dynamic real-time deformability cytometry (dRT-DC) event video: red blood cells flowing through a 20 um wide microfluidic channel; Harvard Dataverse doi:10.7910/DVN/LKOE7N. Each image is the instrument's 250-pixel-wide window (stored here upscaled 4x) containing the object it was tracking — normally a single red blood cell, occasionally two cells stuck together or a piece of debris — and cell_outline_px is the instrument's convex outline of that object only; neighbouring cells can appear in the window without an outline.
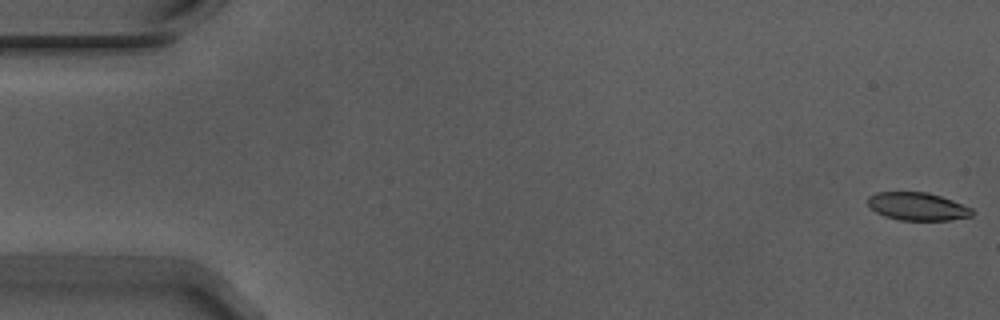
{"species": "Egyptian fruit bat (a non-hibernating species)", "species_latin": "Rousettus aegyptiacus", "temperature_condition": "warm", "stored_images_in_passage": 14, "camera_frame_rate_fps": 3000, "um_per_image_px": 0.085, "animal": {"sex": "male"}, "frame": {"image": 1, "passage_image": 1, "time_ms": 0.0, "image_size_px": [1000, 320], "cell_outline_px": [[976, 212], [972, 216], [948, 220], [900, 220], [884, 216], [876, 212], [868, 204], [868, 196], [876, 192], [928, 192], [952, 200], [972, 208]], "centroid_in_image_um": [78.0, 17.55], "position_along_channel_um": 7.0, "area_um2": 16.99}}